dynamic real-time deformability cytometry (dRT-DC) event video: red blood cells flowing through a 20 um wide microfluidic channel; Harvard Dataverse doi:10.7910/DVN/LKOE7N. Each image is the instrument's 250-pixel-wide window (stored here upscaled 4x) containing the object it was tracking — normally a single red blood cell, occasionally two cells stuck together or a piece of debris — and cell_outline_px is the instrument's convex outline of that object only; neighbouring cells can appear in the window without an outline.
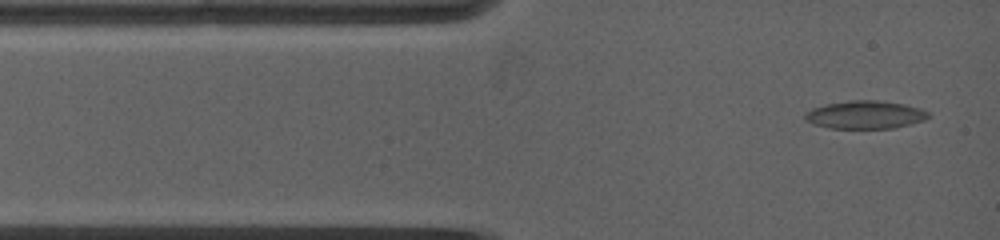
{"species": "common noctule bat (a hibernating species)", "species_latin": "Nyctalus noctula", "temperature_condition": "warm", "stored_images_in_passage": 29, "camera_frame_rate_fps": 5000, "um_per_image_px": 0.085, "animal": {"sex": "female", "body_mass_g": 19.0, "forearm_length_mm": 53.3}, "frame": {"image": 1, "passage_image": 4, "time_ms": 0.4, "image_size_px": [1000, 240], "cell_outline_px": [[928, 116], [924, 120], [892, 128], [828, 128], [812, 124], [804, 120], [804, 112], [812, 108], [828, 104], [848, 100], [876, 100], [904, 104], [920, 108], [928, 112]], "centroid_in_image_um": [73.47, 9.75], "position_along_channel_um": 11.5, "area_um2": 20.06}}
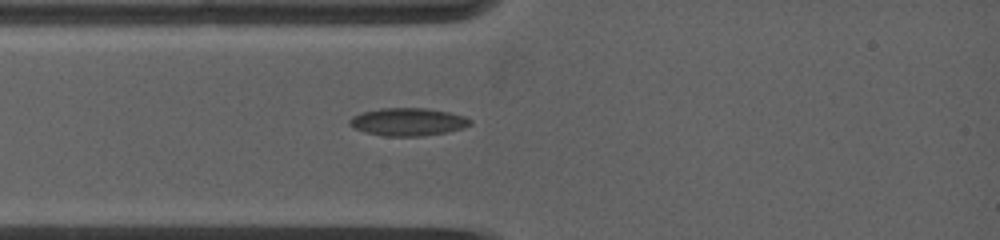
{"frame": {"image": 2, "passage_image": 21, "time_ms": 2.4, "image_size_px": [1000, 240], "cell_outline_px": [[472, 124], [464, 128], [448, 132], [424, 136], [384, 136], [364, 132], [348, 124], [348, 120], [352, 116], [360, 112], [380, 108], [424, 108], [448, 112], [464, 116], [472, 120]], "centroid_in_image_um": [34.67, 10.36], "position_along_channel_um": 50.3, "area_um2": 19.71}}
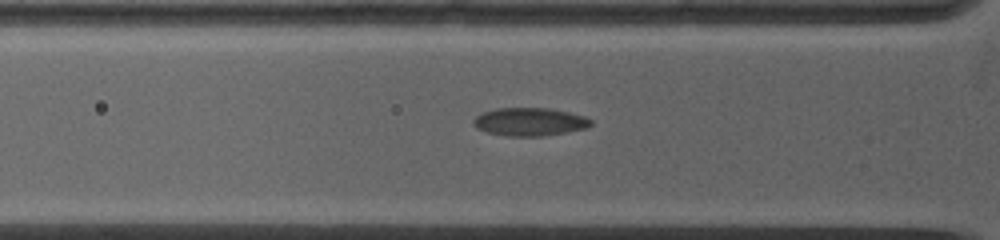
{"frame": {"image": 3, "passage_image": 26, "time_ms": 3.2, "image_size_px": [1000, 240], "cell_outline_px": [[592, 124], [588, 128], [568, 132], [540, 136], [504, 136], [484, 132], [476, 128], [472, 124], [472, 120], [476, 116], [484, 112], [496, 108], [548, 108], [568, 112], [584, 116], [592, 120]], "centroid_in_image_um": [45.0, 10.36], "position_along_channel_um": 80.8, "area_um2": 19.42}}